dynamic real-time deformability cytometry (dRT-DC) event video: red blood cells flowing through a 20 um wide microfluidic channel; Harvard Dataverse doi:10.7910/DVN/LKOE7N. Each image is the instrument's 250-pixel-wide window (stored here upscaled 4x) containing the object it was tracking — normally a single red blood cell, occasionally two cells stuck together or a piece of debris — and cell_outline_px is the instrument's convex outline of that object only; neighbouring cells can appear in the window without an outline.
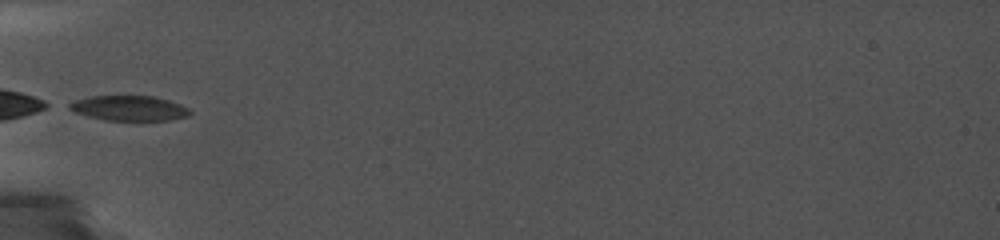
{"species": "common noctule bat (a hibernating species)", "species_latin": "Nyctalus noctula", "temperature_condition": "cold", "stored_images_in_passage": 49, "camera_frame_rate_fps": 5000, "um_per_image_px": 0.085, "animal": {"sex": "female", "body_mass_g": 19.0, "forearm_length_mm": 56.7}, "frame": {"image": 1, "passage_image": 1, "time_ms": 0.0, "image_size_px": [1000, 240], "cell_outline_px": [[192, 112], [188, 116], [168, 120], [104, 120], [88, 116], [76, 112], [68, 108], [68, 104], [76, 100], [92, 96], [152, 96], [168, 100], [180, 104], [188, 108]], "centroid_in_image_um": [10.99, 9.19], "position_along_channel_um": 74.0, "area_um2": 17.4}}